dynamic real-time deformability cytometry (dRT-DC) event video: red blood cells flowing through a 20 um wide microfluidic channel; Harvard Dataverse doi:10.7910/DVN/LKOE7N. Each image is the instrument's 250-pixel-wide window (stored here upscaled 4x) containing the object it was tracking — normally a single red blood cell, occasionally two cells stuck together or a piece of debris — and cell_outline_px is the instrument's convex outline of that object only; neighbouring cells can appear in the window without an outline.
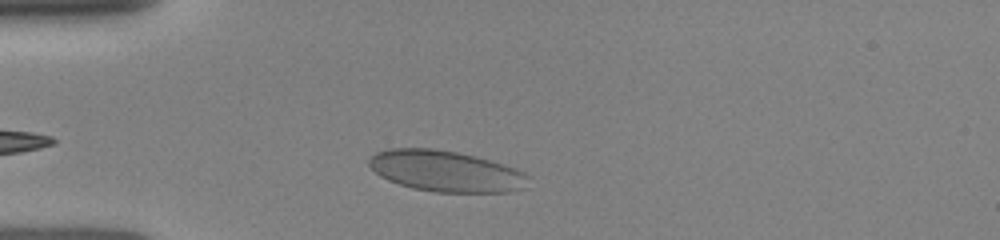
{"species": "human", "species_latin": "Homo sapiens", "temperature_condition": "room temperature", "stored_images_in_passage": 9, "camera_frame_rate_fps": 3000, "um_per_image_px": 0.085, "donor": {"sex": "female"}, "frame": {"image": 1, "passage_image": 2, "time_ms": 0.667, "image_size_px": [1000, 240], "cell_outline_px": [[528, 176], [524, 188], [508, 192], [436, 192], [412, 188], [388, 180], [380, 176], [368, 164], [368, 160], [376, 152], [392, 148], [432, 148], [456, 152], [488, 160], [524, 172]], "centroid_in_image_um": [37.85, 14.55], "position_along_channel_um": 47.2, "area_um2": 37.57}}
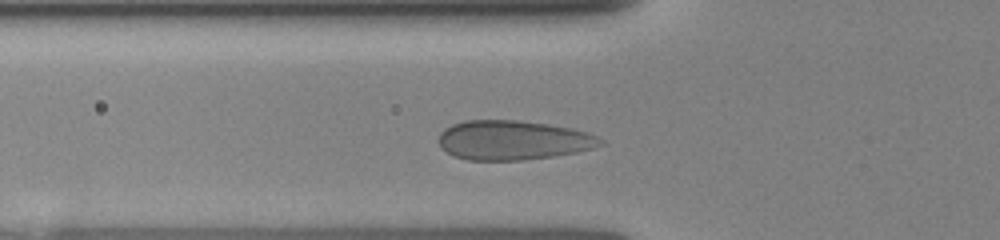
{"frame": {"image": 2, "passage_image": 5, "time_ms": 2.0, "image_size_px": [1000, 240], "cell_outline_px": [[604, 144], [592, 148], [576, 152], [552, 156], [524, 160], [468, 160], [456, 156], [440, 148], [436, 140], [440, 132], [444, 128], [452, 124], [464, 120], [516, 120], [544, 124], [568, 128], [588, 132], [604, 140]], "centroid_in_image_um": [43.55, 11.91], "position_along_channel_um": 82.3, "area_um2": 37.17}}
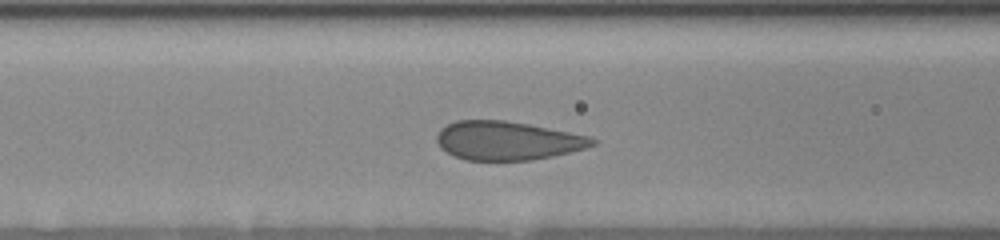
{"frame": {"image": 3, "passage_image": 8, "time_ms": 3.0, "image_size_px": [1000, 240], "cell_outline_px": [[596, 144], [584, 148], [552, 156], [532, 160], [464, 160], [440, 148], [436, 140], [436, 136], [440, 128], [456, 120], [504, 120], [528, 124], [588, 136], [596, 140]], "centroid_in_image_um": [43.08, 11.95], "position_along_channel_um": 123.5, "area_um2": 34.85}}